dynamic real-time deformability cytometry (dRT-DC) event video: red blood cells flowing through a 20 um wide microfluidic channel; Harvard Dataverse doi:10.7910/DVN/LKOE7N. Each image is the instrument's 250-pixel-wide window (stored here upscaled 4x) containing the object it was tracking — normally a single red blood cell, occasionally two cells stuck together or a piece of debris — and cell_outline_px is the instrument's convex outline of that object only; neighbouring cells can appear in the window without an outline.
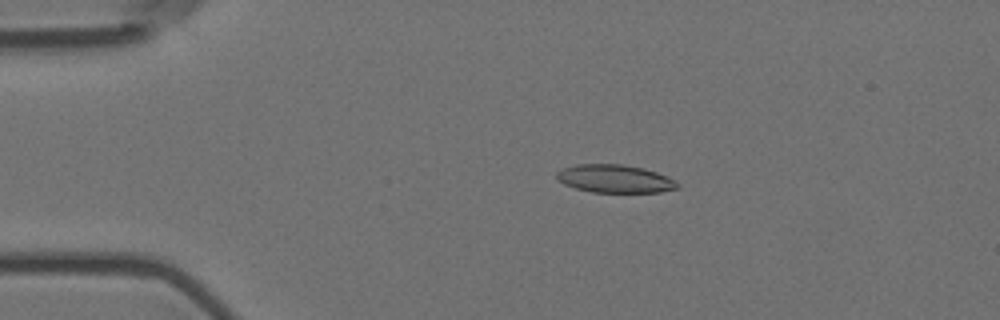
{"species": "Egyptian fruit bat (a non-hibernating species)", "species_latin": "Rousettus aegyptiacus", "temperature_condition": "room temperature", "stored_images_in_passage": 57, "camera_frame_rate_fps": 3000, "um_per_image_px": 0.085, "animal": {"sex": "female"}, "frame": {"image": 1, "passage_image": 12, "time_ms": 3.667, "image_size_px": [1000, 320], "cell_outline_px": [[680, 188], [660, 192], [592, 192], [576, 188], [564, 184], [556, 180], [556, 172], [564, 168], [576, 164], [620, 164], [644, 168], [668, 176], [680, 184]], "centroid_in_image_um": [52.27, 15.19], "position_along_channel_um": 32.7, "area_um2": 19.83}}
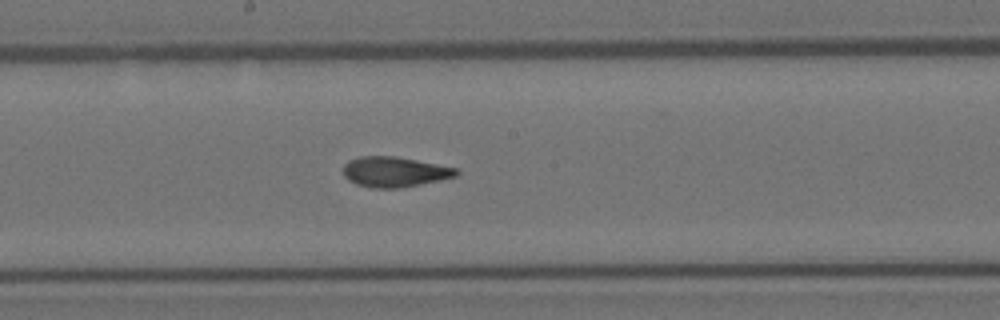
{"frame": {"image": 2, "passage_image": 31, "time_ms": 10.0, "image_size_px": [1000, 320], "cell_outline_px": [[460, 172], [456, 176], [440, 180], [400, 188], [372, 188], [356, 184], [348, 180], [344, 176], [344, 164], [348, 160], [360, 156], [396, 156], [456, 168]], "centroid_in_image_um": [33.51, 14.61], "position_along_channel_um": 214.7, "area_um2": 19.88}}
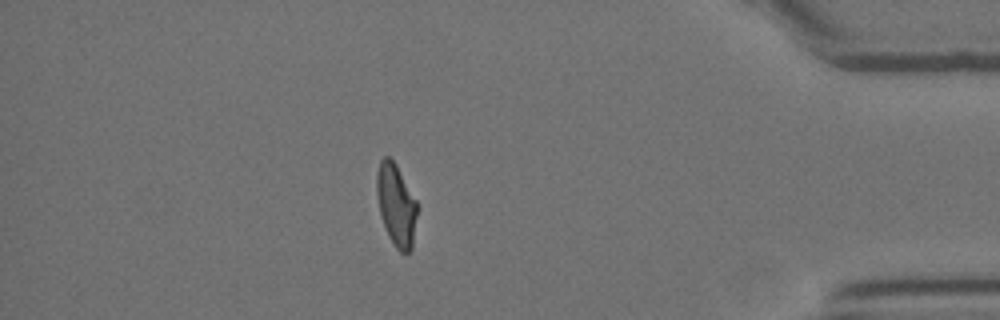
{"frame": {"image": 3, "passage_image": 50, "time_ms": 16.333, "image_size_px": [1000, 320], "cell_outline_px": [[416, 216], [412, 248], [408, 252], [400, 252], [396, 248], [388, 236], [380, 216], [376, 192], [376, 176], [380, 160], [384, 156], [388, 156], [396, 164], [416, 200]], "centroid_in_image_um": [33.65, 17.41], "position_along_channel_um": 401.6, "area_um2": 19.19}, "authors_computed_cell_mechanics": {"area_um2": 19.8832, "velocity_mm_per_s": 3.5816, "shape_relaxation_time_tau1_ms": null, "shape_relaxation_time_tau2_ms": 1.8455, "deformation_change_tau1": null, "deformation_change_tau2": 0.085}}